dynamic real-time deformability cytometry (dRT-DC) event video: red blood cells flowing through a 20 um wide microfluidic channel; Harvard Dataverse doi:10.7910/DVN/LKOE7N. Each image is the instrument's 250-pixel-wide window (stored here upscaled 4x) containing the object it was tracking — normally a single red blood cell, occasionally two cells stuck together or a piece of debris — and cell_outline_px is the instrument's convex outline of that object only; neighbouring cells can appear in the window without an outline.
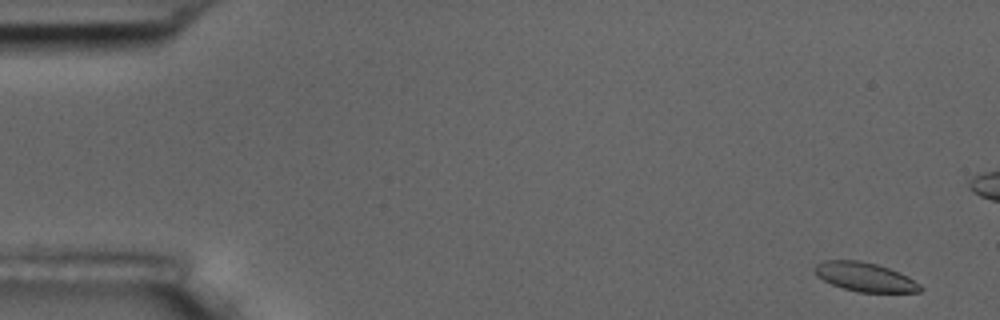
{"species": "common noctule bat (a hibernating species)", "species_latin": "Nyctalus noctula", "temperature_condition": "room temperature", "stored_images_in_passage": 57, "camera_frame_rate_fps": 3000, "um_per_image_px": 0.085, "animal": {"sex": "male", "body_mass_g": 17.5, "forearm_length_mm": 52.3}, "frame": {"image": 1, "passage_image": 2, "time_ms": 0.333, "image_size_px": [1000, 320], "cell_outline_px": [[924, 288], [920, 292], [860, 292], [844, 288], [832, 284], [816, 276], [812, 272], [812, 268], [820, 260], [860, 260], [876, 264], [900, 272], [920, 284]], "centroid_in_image_um": [73.48, 23.53], "position_along_channel_um": 11.5, "area_um2": 17.98}}
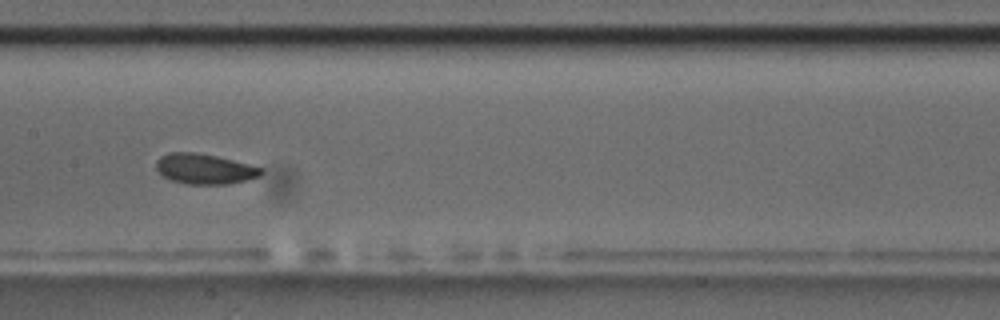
{"frame": {"image": 2, "passage_image": 28, "time_ms": 9.0, "image_size_px": [1000, 320], "cell_outline_px": [[264, 172], [260, 176], [248, 180], [228, 184], [188, 184], [172, 180], [164, 176], [156, 168], [156, 160], [160, 156], [168, 152], [196, 152], [216, 156], [264, 168]], "centroid_in_image_um": [17.41, 14.35], "position_along_channel_um": 190.0, "area_um2": 18.55}}
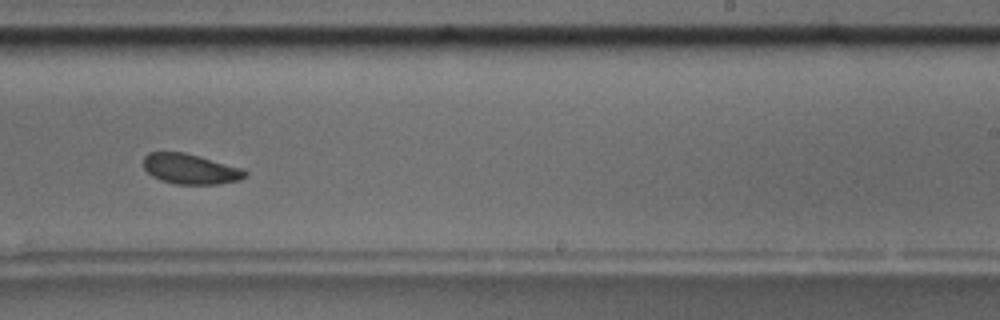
{"frame": {"image": 3, "passage_image": 35, "time_ms": 11.333, "image_size_px": [1000, 320], "cell_outline_px": [[248, 176], [240, 180], [220, 184], [176, 184], [160, 180], [152, 176], [144, 168], [144, 156], [148, 152], [184, 152], [200, 156], [244, 168], [248, 172]], "centroid_in_image_um": [16.23, 14.36], "position_along_channel_um": 272.8, "area_um2": 18.15}, "authors_computed_cell_mechanics": {"area_um2": 18.6116, "velocity_mm_per_s": 3.5625, "shape_relaxation_time_tau1_ms": 3.7286, "shape_relaxation_time_tau2_ms": 2.8707, "deformation_change_tau1": 0.0623, "deformation_change_tau2": 0.0715}}